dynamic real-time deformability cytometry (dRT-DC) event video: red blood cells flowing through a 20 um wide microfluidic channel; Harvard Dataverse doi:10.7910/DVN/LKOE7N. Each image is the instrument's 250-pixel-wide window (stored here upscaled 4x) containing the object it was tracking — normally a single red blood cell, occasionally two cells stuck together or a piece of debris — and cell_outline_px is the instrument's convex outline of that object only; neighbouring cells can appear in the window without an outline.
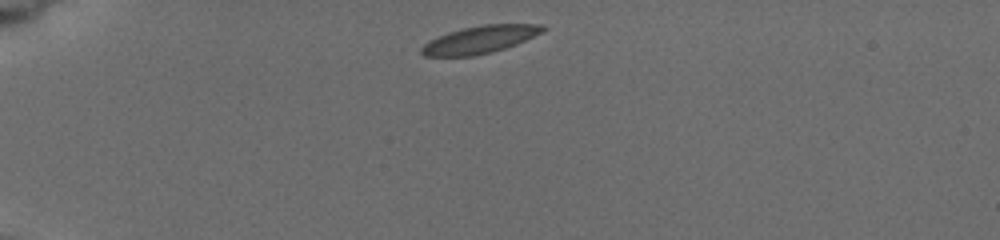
{"species": "common noctule bat (a hibernating species)", "species_latin": "Nyctalus noctula", "temperature_condition": "cold", "stored_images_in_passage": 4, "camera_frame_rate_fps": 3000, "um_per_image_px": 0.085, "animal": {"sex": "female", "body_mass_g": 19.5, "forearm_length_mm": 54.1}, "frame": {"image": 1, "passage_image": 1, "time_ms": 0.0, "image_size_px": [1000, 240], "cell_outline_px": [[548, 28], [516, 44], [504, 48], [472, 56], [424, 56], [420, 52], [420, 48], [428, 40], [448, 32], [464, 28], [484, 24], [544, 24]], "centroid_in_image_um": [40.75, 3.35], "position_along_channel_um": 44.3, "area_um2": 19.19}}
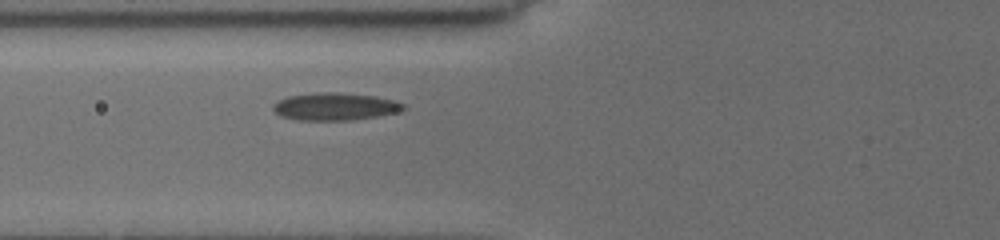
{"frame": {"image": 2, "passage_image": 4, "time_ms": 2.667, "image_size_px": [1000, 240], "cell_outline_px": [[404, 108], [396, 112], [376, 116], [348, 120], [300, 120], [280, 116], [272, 108], [272, 104], [288, 96], [320, 92], [340, 92], [376, 96], [392, 100], [404, 104]], "centroid_in_image_um": [28.43, 9.05], "position_along_channel_um": 97.4, "area_um2": 20.63}}